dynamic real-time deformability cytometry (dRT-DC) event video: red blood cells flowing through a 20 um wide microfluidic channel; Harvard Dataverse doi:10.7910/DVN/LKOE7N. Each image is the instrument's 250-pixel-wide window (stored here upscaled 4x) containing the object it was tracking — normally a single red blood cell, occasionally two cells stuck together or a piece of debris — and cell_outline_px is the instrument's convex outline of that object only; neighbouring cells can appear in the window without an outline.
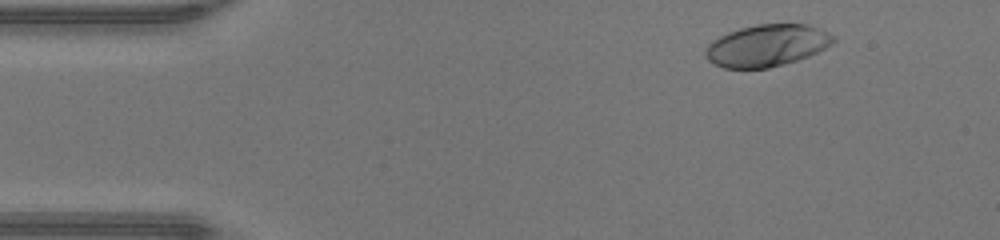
{"species": "human", "species_latin": "Homo sapiens", "temperature_condition": "warm", "stored_images_in_passage": 45, "camera_frame_rate_fps": 3000, "um_per_image_px": 0.085, "donor": {"sex": "male"}, "frame": {"image": 1, "passage_image": 3, "time_ms": 0.667, "image_size_px": [1000, 240], "cell_outline_px": [[836, 40], [832, 44], [808, 56], [784, 64], [768, 68], [724, 68], [708, 60], [704, 56], [704, 52], [708, 44], [712, 40], [728, 32], [740, 28], [756, 24], [808, 24], [828, 32], [836, 36]], "centroid_in_image_um": [65.18, 3.86], "position_along_channel_um": 19.8, "area_um2": 31.21}}
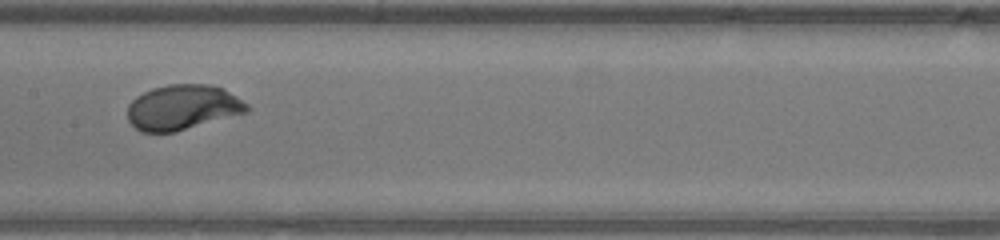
{"frame": {"image": 2, "passage_image": 21, "time_ms": 6.667, "image_size_px": [1000, 240], "cell_outline_px": [[252, 108], [248, 112], [176, 132], [140, 132], [128, 120], [128, 104], [136, 96], [152, 88], [168, 84], [208, 84], [220, 88], [236, 96], [248, 104]], "centroid_in_image_um": [15.52, 9.13], "position_along_channel_um": 191.9, "area_um2": 31.44}}
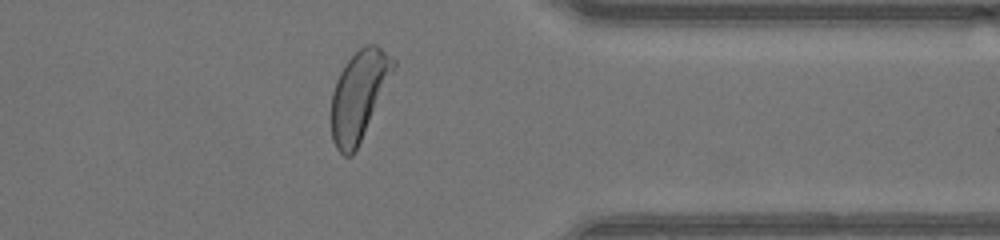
{"frame": {"image": 3, "passage_image": 35, "time_ms": 11.333, "image_size_px": [1000, 240], "cell_outline_px": [[396, 64], [360, 140], [352, 156], [344, 156], [336, 148], [332, 140], [332, 92], [336, 80], [344, 64], [364, 44], [376, 44], [396, 60]], "centroid_in_image_um": [30.48, 8.07], "position_along_channel_um": 380.9, "area_um2": 31.27}, "authors_computed_cell_mechanics": {"area_um2": 31.7322, "velocity_mm_per_s": 4.3106, "shape_relaxation_time_tau1_ms": 1.9648, "shape_relaxation_time_tau2_ms": null, "deformation_change_tau1": 0.1744, "deformation_change_tau2": null}}